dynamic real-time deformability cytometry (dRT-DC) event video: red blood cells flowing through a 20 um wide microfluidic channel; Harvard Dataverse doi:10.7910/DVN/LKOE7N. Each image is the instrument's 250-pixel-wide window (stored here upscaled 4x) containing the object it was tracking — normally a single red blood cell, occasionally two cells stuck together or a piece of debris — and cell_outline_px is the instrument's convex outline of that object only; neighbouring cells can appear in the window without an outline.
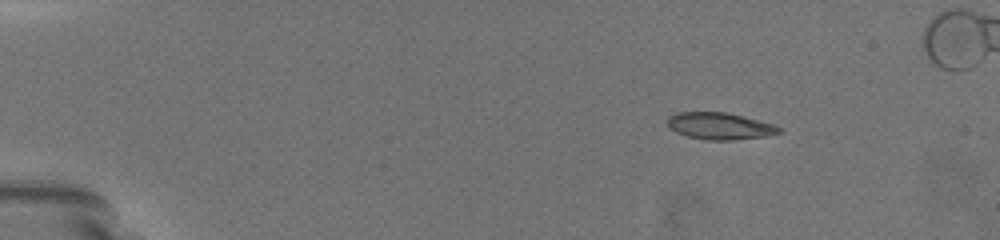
{"species": "common noctule bat (a hibernating species)", "species_latin": "Nyctalus noctula", "temperature_condition": "warm", "stored_images_in_passage": 3, "camera_frame_rate_fps": 3000, "um_per_image_px": 0.085, "animal": {"sex": "female", "body_mass_g": 19.5, "forearm_length_mm": 54.1}, "frame": {"image": 1, "passage_image": 2, "time_ms": 0.667, "image_size_px": [1000, 240], "cell_outline_px": [[784, 132], [768, 136], [736, 140], [704, 140], [688, 136], [676, 132], [668, 128], [668, 116], [676, 112], [724, 112], [772, 124], [780, 128]], "centroid_in_image_um": [61.16, 10.73], "position_along_channel_um": 23.8, "area_um2": 17.46}}